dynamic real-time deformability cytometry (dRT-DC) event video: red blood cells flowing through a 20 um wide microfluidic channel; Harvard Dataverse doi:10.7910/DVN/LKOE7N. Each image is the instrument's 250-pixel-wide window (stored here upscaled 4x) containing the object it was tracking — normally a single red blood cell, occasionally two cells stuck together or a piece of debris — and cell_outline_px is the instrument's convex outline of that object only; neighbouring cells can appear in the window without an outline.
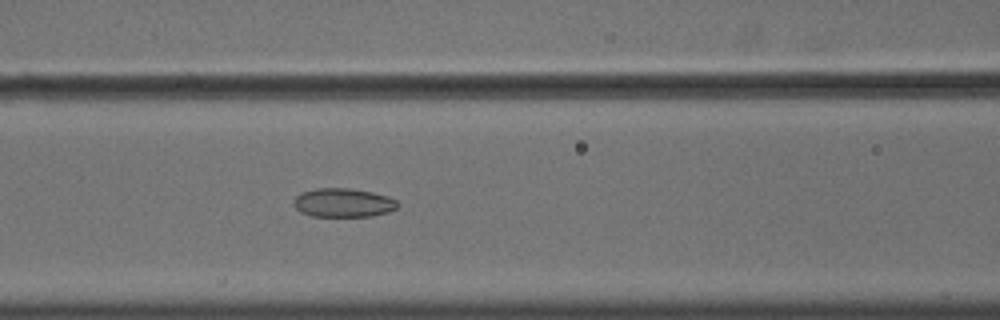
{"species": "common noctule bat (a hibernating species)", "species_latin": "Nyctalus noctula", "temperature_condition": "cold", "stored_images_in_passage": 40, "camera_frame_rate_fps": 3000, "um_per_image_px": 0.085, "animal": {"sex": "male", "body_mass_g": 18.8}, "frame": {"image": 1, "passage_image": 11, "time_ms": 3.333, "image_size_px": [1000, 320], "cell_outline_px": [[400, 204], [396, 208], [388, 212], [372, 216], [312, 216], [300, 212], [292, 204], [292, 200], [300, 192], [316, 188], [352, 188], [372, 192], [388, 196], [396, 200]], "centroid_in_image_um": [29.15, 17.22], "position_along_channel_um": 137.4, "area_um2": 17.69}}
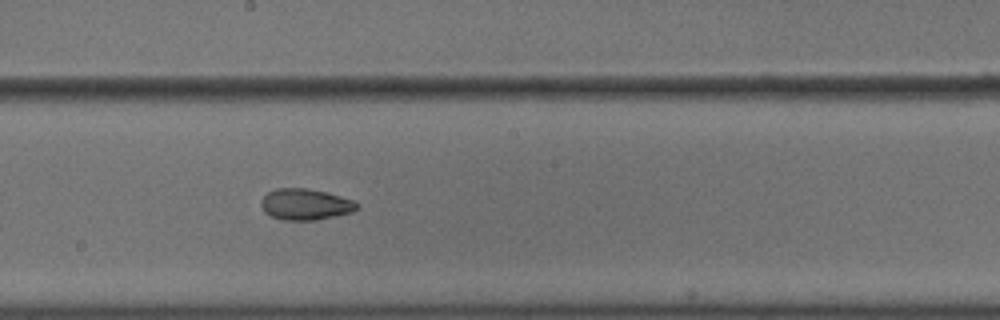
{"frame": {"image": 2, "passage_image": 18, "time_ms": 5.667, "image_size_px": [1000, 320], "cell_outline_px": [[360, 208], [352, 212], [316, 220], [284, 220], [272, 216], [264, 212], [260, 204], [260, 200], [268, 192], [276, 188], [308, 188], [324, 192], [352, 200]], "centroid_in_image_um": [25.92, 17.37], "position_along_channel_um": 222.3, "area_um2": 17.28}}
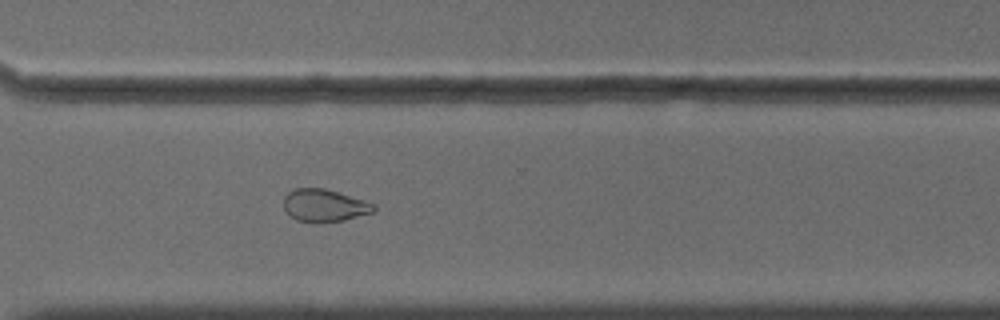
{"frame": {"image": 3, "passage_image": 28, "time_ms": 9.0, "image_size_px": [1000, 320], "cell_outline_px": [[376, 212], [344, 220], [320, 224], [316, 224], [296, 220], [288, 216], [284, 212], [284, 196], [288, 192], [296, 188], [324, 188], [376, 204]], "centroid_in_image_um": [27.55, 17.5], "position_along_channel_um": 343.0, "area_um2": 17.51}, "authors_computed_cell_mechanics": {"area_um2": 17.8313, "velocity_mm_per_s": 3.6381, "shape_relaxation_time_tau1_ms": null, "shape_relaxation_time_tau2_ms": 6.3667, "deformation_change_tau1": null, "deformation_change_tau2": 0.1123}}